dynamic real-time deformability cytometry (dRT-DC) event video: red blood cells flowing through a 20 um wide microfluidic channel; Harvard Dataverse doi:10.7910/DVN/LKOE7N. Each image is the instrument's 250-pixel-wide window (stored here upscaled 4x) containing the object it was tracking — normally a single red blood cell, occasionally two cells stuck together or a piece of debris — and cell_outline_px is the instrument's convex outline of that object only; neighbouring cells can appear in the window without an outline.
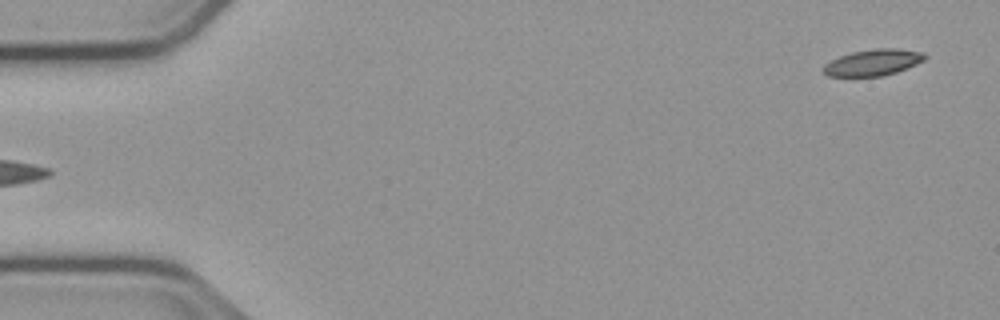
{"species": "common noctule bat (a hibernating species)", "species_latin": "Nyctalus noctula", "temperature_condition": "cold", "stored_images_in_passage": 53, "camera_frame_rate_fps": 3000, "um_per_image_px": 0.085, "animal": {"sex": "male", "body_mass_g": 23.1, "forearm_length_mm": 52.7}, "frame": {"image": 1, "passage_image": 1, "time_ms": 0.0, "image_size_px": [1000, 320], "cell_outline_px": [[928, 56], [924, 60], [916, 64], [896, 72], [880, 76], [828, 76], [824, 72], [824, 64], [840, 56], [852, 52], [876, 48], [896, 48], [924, 52]], "centroid_in_image_um": [74.24, 5.3], "position_along_channel_um": 10.8, "area_um2": 15.43}}
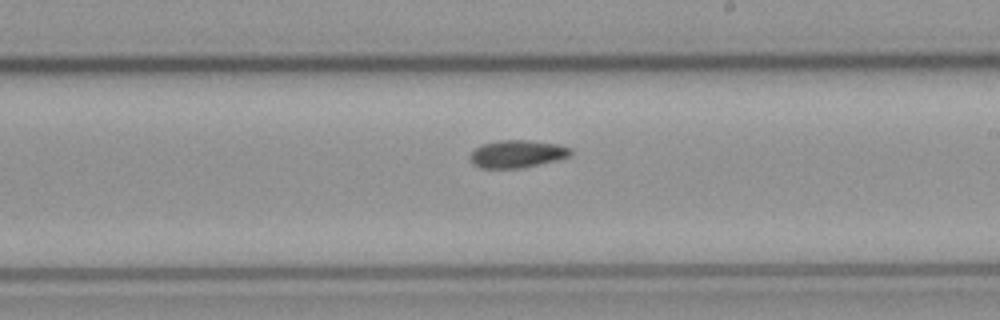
{"frame": {"image": 2, "passage_image": 30, "time_ms": 9.667, "image_size_px": [1000, 320], "cell_outline_px": [[572, 152], [568, 156], [556, 160], [520, 168], [480, 168], [472, 164], [472, 152], [480, 144], [500, 140], [532, 140], [560, 144], [572, 148]], "centroid_in_image_um": [43.97, 13.06], "position_along_channel_um": 245.0, "area_um2": 16.13}}
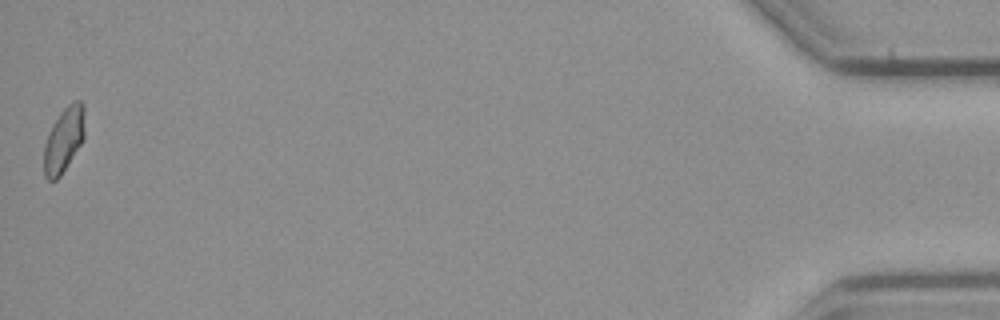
{"frame": {"image": 3, "passage_image": 53, "time_ms": 17.333, "image_size_px": [1000, 320], "cell_outline_px": [[84, 140], [60, 176], [56, 180], [48, 180], [44, 176], [44, 144], [48, 132], [52, 124], [60, 112], [72, 100], [80, 100], [84, 104]], "centroid_in_image_um": [5.43, 11.85], "position_along_channel_um": 429.8, "area_um2": 15.66}, "authors_computed_cell_mechanics": {"area_um2": 15.8372, "velocity_mm_per_s": 3.751, "shape_relaxation_time_tau1_ms": null, "shape_relaxation_time_tau2_ms": 10.1395, "deformation_change_tau1": null, "deformation_change_tau2": 0.1471}}